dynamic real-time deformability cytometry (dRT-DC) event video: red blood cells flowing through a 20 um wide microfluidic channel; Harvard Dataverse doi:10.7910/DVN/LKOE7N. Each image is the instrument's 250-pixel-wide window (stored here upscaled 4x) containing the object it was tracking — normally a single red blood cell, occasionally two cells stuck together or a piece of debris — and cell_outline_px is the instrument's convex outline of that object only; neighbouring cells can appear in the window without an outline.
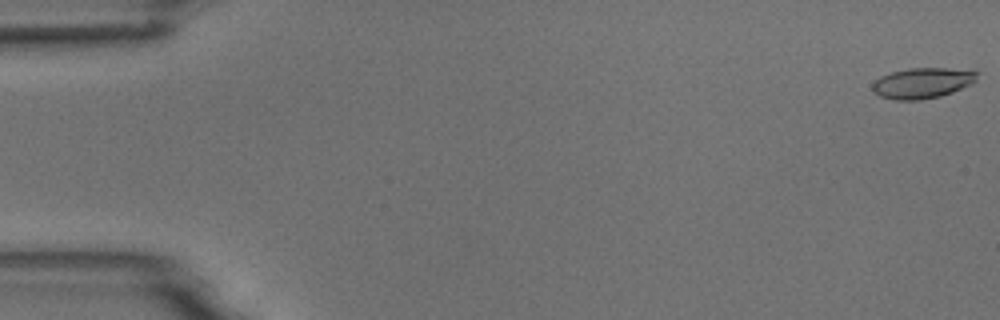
{"species": "common noctule bat (a hibernating species)", "species_latin": "Nyctalus noctula", "temperature_condition": "room temperature", "stored_images_in_passage": 5, "camera_frame_rate_fps": 3000, "um_per_image_px": 0.085, "animal": {"sex": "male", "body_mass_g": 18.8}, "frame": {"image": 1, "passage_image": 1, "time_ms": 0.0, "image_size_px": [1000, 320], "cell_outline_px": [[980, 72], [976, 80], [972, 84], [952, 92], [940, 96], [920, 100], [896, 100], [880, 96], [872, 92], [872, 84], [880, 76], [892, 72], [908, 68], [948, 68]], "centroid_in_image_um": [78.4, 7.06], "position_along_channel_um": 6.6, "area_um2": 18.73}}